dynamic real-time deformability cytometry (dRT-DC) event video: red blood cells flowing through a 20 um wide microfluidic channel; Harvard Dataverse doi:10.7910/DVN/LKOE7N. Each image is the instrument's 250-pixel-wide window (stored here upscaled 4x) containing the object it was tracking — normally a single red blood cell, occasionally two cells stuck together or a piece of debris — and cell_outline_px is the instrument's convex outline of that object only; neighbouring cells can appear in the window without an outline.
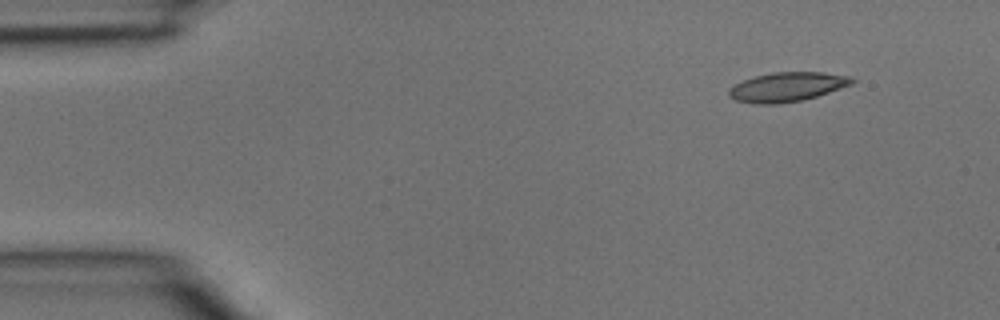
{"species": "common noctule bat (a hibernating species)", "species_latin": "Nyctalus noctula", "temperature_condition": "room temperature", "stored_images_in_passage": 5, "camera_frame_rate_fps": 3000, "um_per_image_px": 0.085, "animal": {"sex": "male", "body_mass_g": 15.6}, "frame": {"image": 1, "passage_image": 5, "time_ms": 1.333, "image_size_px": [1000, 320], "cell_outline_px": [[856, 80], [852, 84], [804, 100], [776, 104], [756, 104], [736, 100], [728, 96], [728, 88], [744, 80], [756, 76], [772, 72], [824, 72], [852, 76]], "centroid_in_image_um": [66.91, 7.38], "position_along_channel_um": 18.1, "area_um2": 21.04}}